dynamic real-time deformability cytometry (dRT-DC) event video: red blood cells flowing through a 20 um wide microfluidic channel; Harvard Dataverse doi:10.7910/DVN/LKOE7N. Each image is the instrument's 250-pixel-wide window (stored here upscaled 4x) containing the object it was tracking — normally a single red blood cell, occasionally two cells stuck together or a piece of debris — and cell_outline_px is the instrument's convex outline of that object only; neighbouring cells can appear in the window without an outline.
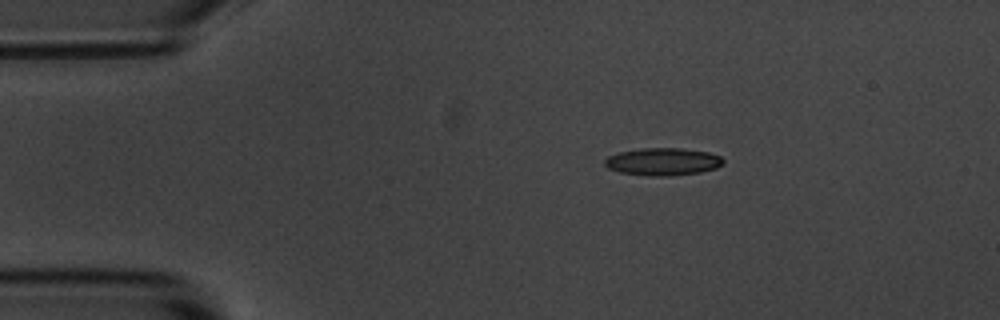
{"species": "common noctule bat (a hibernating species)", "species_latin": "Nyctalus noctula", "temperature_condition": "room temperature", "stored_images_in_passage": 47, "camera_frame_rate_fps": 3000, "um_per_image_px": 0.085, "animal": {"sex": "male", "body_mass_g": 20.1, "forearm_length_mm": 53.5}, "frame": {"image": 1, "passage_image": 1, "time_ms": 0.0, "image_size_px": [1000, 320], "cell_outline_px": [[724, 164], [716, 168], [700, 172], [668, 176], [652, 176], [620, 172], [608, 168], [604, 164], [604, 160], [608, 156], [620, 152], [644, 148], [684, 148], [708, 152], [720, 156], [724, 160]], "centroid_in_image_um": [56.36, 13.74], "position_along_channel_um": 28.6, "area_um2": 18.96}}
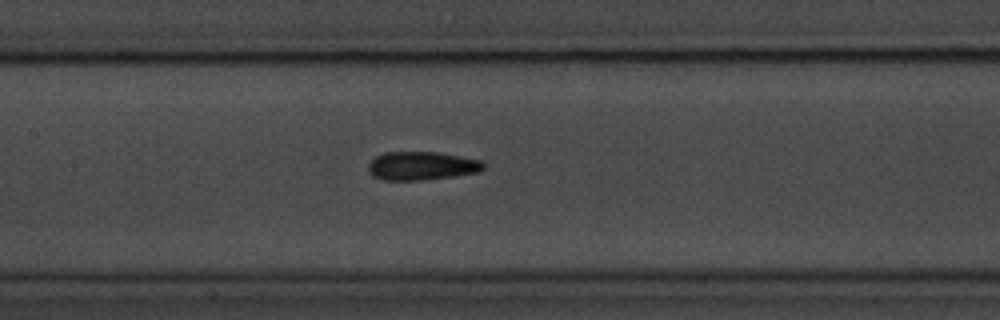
{"frame": {"image": 2, "passage_image": 17, "time_ms": 5.333, "image_size_px": [1000, 320], "cell_outline_px": [[484, 168], [480, 172], [424, 180], [384, 180], [372, 176], [368, 172], [368, 164], [376, 156], [384, 152], [436, 152], [480, 160], [484, 164]], "centroid_in_image_um": [35.81, 14.1], "position_along_channel_um": 171.6, "area_um2": 19.07}}
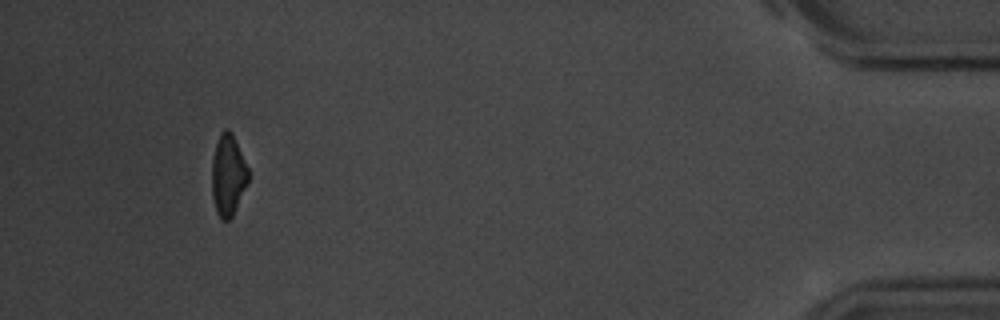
{"frame": {"image": 3, "passage_image": 43, "time_ms": 14.0, "image_size_px": [1000, 320], "cell_outline_px": [[248, 184], [232, 216], [228, 220], [220, 220], [216, 212], [212, 196], [212, 160], [216, 144], [220, 132], [224, 128], [228, 128], [232, 132], [248, 168]], "centroid_in_image_um": [19.38, 14.89], "position_along_channel_um": 415.8, "area_um2": 17.34}, "authors_computed_cell_mechanics": {"area_um2": 18.7272, "velocity_mm_per_s": 3.6201, "shape_relaxation_time_tau1_ms": 4.3648, "shape_relaxation_time_tau2_ms": 3.8327, "deformation_change_tau1": 0.1257, "deformation_change_tau2": 0.1259}}